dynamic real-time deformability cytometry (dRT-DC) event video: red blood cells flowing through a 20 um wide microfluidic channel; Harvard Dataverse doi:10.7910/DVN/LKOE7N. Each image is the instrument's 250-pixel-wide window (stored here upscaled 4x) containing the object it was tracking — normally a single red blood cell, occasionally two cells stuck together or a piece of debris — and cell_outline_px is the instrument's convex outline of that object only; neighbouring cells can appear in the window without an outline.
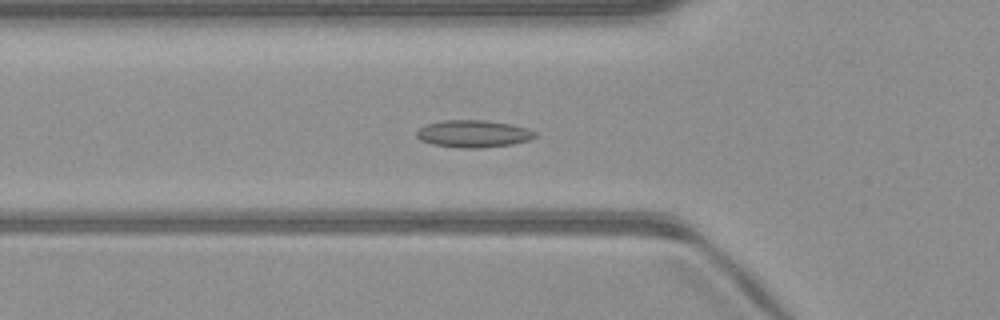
{"species": "common noctule bat (a hibernating species)", "species_latin": "Nyctalus noctula", "temperature_condition": "warm", "stored_images_in_passage": 49, "camera_frame_rate_fps": 3000, "um_per_image_px": 0.085, "animal": {"sex": "male", "body_mass_g": 23.1, "forearm_length_mm": 52.7}, "frame": {"image": 1, "passage_image": 16, "time_ms": 5.0, "image_size_px": [1000, 320], "cell_outline_px": [[536, 136], [528, 140], [512, 144], [480, 148], [460, 148], [432, 144], [420, 140], [416, 136], [416, 132], [424, 124], [440, 120], [484, 120], [512, 124], [528, 128], [536, 132]], "centroid_in_image_um": [40.21, 11.36], "position_along_channel_um": 85.6, "area_um2": 18.96}}
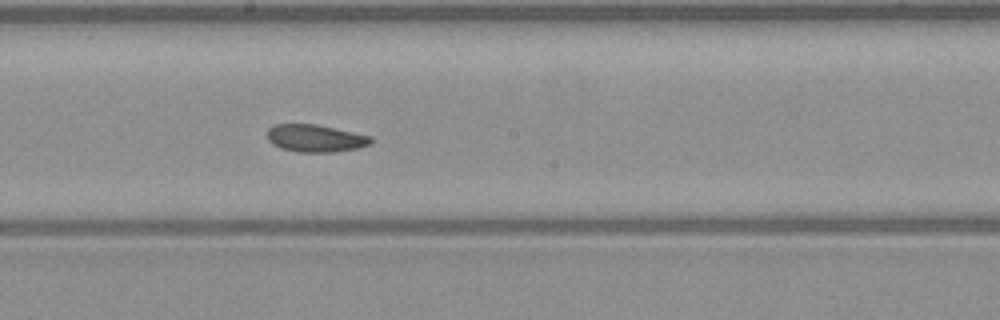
{"frame": {"image": 2, "passage_image": 26, "time_ms": 8.333, "image_size_px": [1000, 320], "cell_outline_px": [[372, 144], [356, 148], [332, 152], [300, 152], [280, 148], [272, 144], [268, 140], [268, 128], [272, 124], [316, 124], [372, 136]], "centroid_in_image_um": [26.79, 11.75], "position_along_channel_um": 221.4, "area_um2": 16.59}}
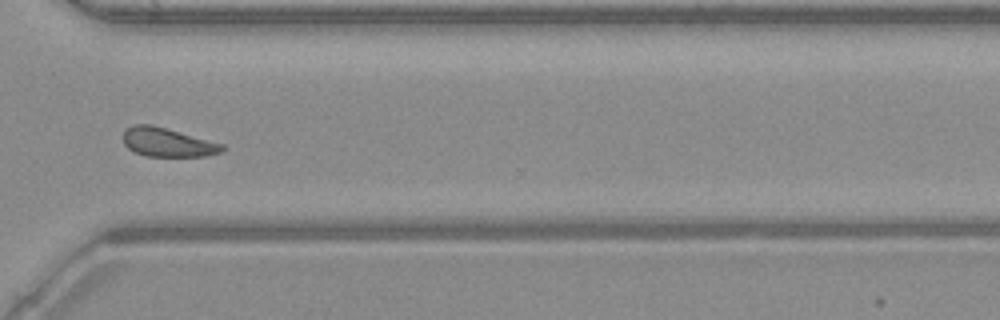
{"frame": {"image": 3, "passage_image": 36, "time_ms": 11.667, "image_size_px": [1000, 320], "cell_outline_px": [[224, 148], [220, 152], [204, 156], [144, 156], [128, 148], [124, 144], [124, 128], [132, 124], [152, 124], [224, 144]], "centroid_in_image_um": [14.2, 12.08], "position_along_channel_um": 356.4, "area_um2": 16.65}, "authors_computed_cell_mechanics": {"area_um2": 17.6868, "velocity_mm_per_s": 4.0473, "shape_relaxation_time_tau1_ms": null, "shape_relaxation_time_tau2_ms": 4.6182, "deformation_change_tau1": null, "deformation_change_tau2": 0.096}}